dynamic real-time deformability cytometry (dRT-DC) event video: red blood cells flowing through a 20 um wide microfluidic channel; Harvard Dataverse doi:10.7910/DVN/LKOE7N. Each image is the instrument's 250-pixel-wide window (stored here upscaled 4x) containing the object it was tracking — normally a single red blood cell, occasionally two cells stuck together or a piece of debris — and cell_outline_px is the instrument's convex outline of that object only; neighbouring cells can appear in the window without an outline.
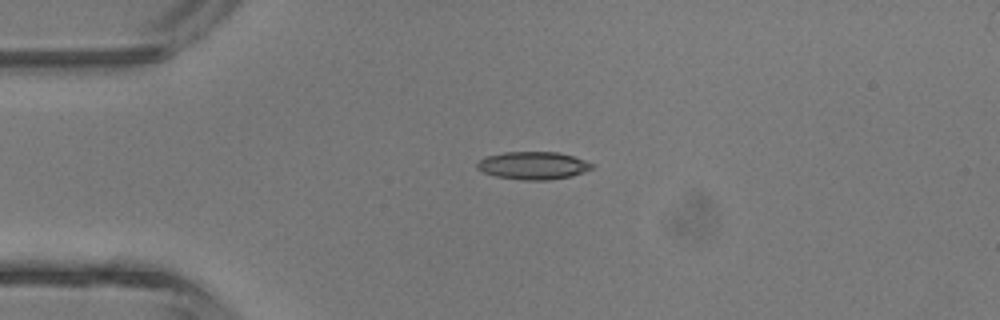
{"species": "common noctule bat (a hibernating species)", "species_latin": "Nyctalus noctula", "temperature_condition": "room temperature", "stored_images_in_passage": 4, "camera_frame_rate_fps": 3000, "um_per_image_px": 0.085, "animal": {"sex": "male", "body_mass_g": 13.3}, "frame": {"image": 1, "passage_image": 4, "time_ms": 4.333, "image_size_px": [1000, 320], "cell_outline_px": [[596, 164], [592, 168], [584, 172], [572, 176], [548, 180], [524, 180], [496, 176], [484, 172], [476, 168], [476, 164], [484, 156], [504, 152], [556, 152], [572, 156]], "centroid_in_image_um": [45.31, 14.07], "position_along_channel_um": 39.7, "area_um2": 18.55}}